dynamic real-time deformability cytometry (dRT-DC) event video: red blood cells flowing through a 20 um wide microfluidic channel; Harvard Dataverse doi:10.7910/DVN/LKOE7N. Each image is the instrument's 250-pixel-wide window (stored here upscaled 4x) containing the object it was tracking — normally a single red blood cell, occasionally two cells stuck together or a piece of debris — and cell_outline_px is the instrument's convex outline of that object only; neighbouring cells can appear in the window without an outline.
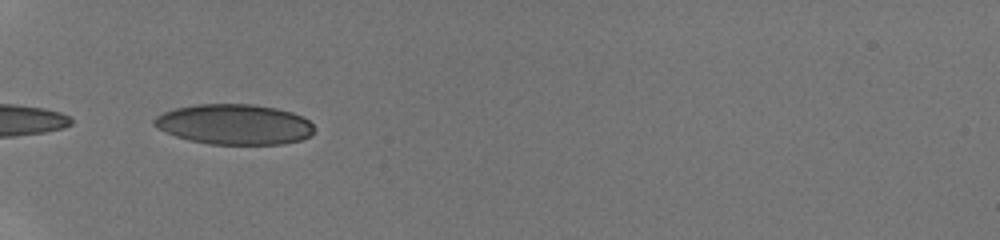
{"species": "human", "species_latin": "Homo sapiens", "temperature_condition": "room temperature", "stored_images_in_passage": 32, "camera_frame_rate_fps": 3000, "um_per_image_px": 0.085, "donor": {"sex": "male"}, "frame": {"image": 1, "passage_image": 1, "time_ms": 0.0, "image_size_px": [1000, 240], "cell_outline_px": [[316, 128], [312, 136], [300, 140], [284, 144], [208, 144], [188, 140], [176, 136], [156, 128], [152, 124], [152, 120], [156, 116], [164, 112], [176, 108], [196, 104], [252, 104], [276, 108], [292, 112], [308, 120]], "centroid_in_image_um": [19.92, 10.57], "position_along_channel_um": 65.1, "area_um2": 37.86}}
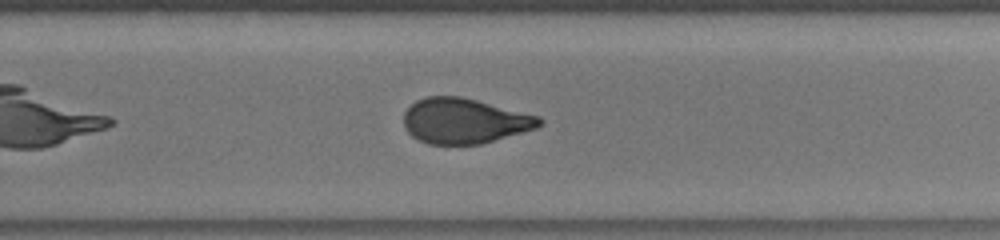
{"frame": {"image": 2, "passage_image": 18, "time_ms": 5.667, "image_size_px": [1000, 240], "cell_outline_px": [[544, 124], [536, 128], [480, 144], [428, 144], [412, 136], [404, 128], [404, 112], [416, 100], [428, 96], [460, 96], [540, 116], [544, 120]], "centroid_in_image_um": [39.48, 10.27], "position_along_channel_um": 290.3, "area_um2": 35.66}}
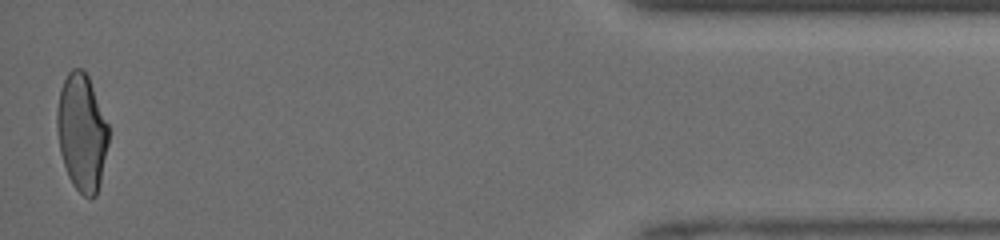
{"frame": {"image": 3, "passage_image": 32, "time_ms": 10.333, "image_size_px": [1000, 240], "cell_outline_px": [[108, 144], [100, 180], [96, 196], [84, 196], [72, 184], [68, 176], [60, 152], [56, 128], [56, 108], [60, 88], [68, 72], [72, 68], [84, 68], [88, 76], [108, 124]], "centroid_in_image_um": [6.93, 11.21], "position_along_channel_um": 428.3, "area_um2": 35.08}, "authors_computed_cell_mechanics": {"area_um2": 36.4718, "velocity_mm_per_s": 4.2478, "shape_relaxation_time_tau1_ms": 8.5838, "shape_relaxation_time_tau2_ms": 0.7727, "deformation_change_tau1": 0.2221, "deformation_change_tau2": 0.0679}}